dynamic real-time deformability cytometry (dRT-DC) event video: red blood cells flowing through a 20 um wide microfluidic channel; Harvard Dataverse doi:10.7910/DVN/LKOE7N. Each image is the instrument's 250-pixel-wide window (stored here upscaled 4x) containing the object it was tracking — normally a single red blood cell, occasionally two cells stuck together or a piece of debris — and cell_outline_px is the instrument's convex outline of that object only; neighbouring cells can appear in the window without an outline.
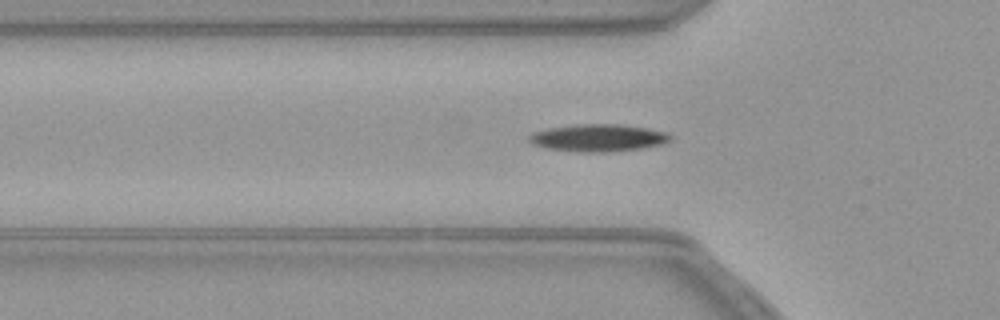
{"species": "common noctule bat (a hibernating species)", "species_latin": "Nyctalus noctula", "temperature_condition": "warm", "stored_images_in_passage": 51, "camera_frame_rate_fps": 3000, "um_per_image_px": 0.085, "animal": {"sex": "female", "body_mass_g": 21.9}, "frame": {"image": 1, "passage_image": 17, "time_ms": 5.333, "image_size_px": [1000, 320], "cell_outline_px": [[672, 136], [668, 140], [656, 144], [640, 148], [600, 152], [588, 152], [548, 148], [536, 144], [528, 140], [528, 136], [536, 132], [548, 128], [580, 124], [616, 124], [644, 128], [664, 132]], "centroid_in_image_um": [50.8, 11.7], "position_along_channel_um": 75.0, "area_um2": 21.5}}
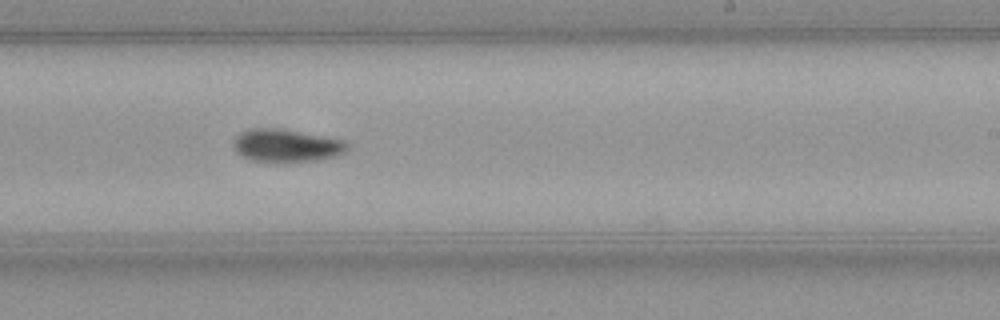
{"frame": {"image": 2, "passage_image": 32, "time_ms": 10.333, "image_size_px": [1000, 320], "cell_outline_px": [[348, 148], [344, 152], [336, 156], [312, 160], [252, 160], [236, 152], [232, 144], [232, 140], [240, 132], [252, 128], [276, 128], [344, 140], [348, 144]], "centroid_in_image_um": [24.3, 12.34], "position_along_channel_um": 264.7, "area_um2": 21.04}}
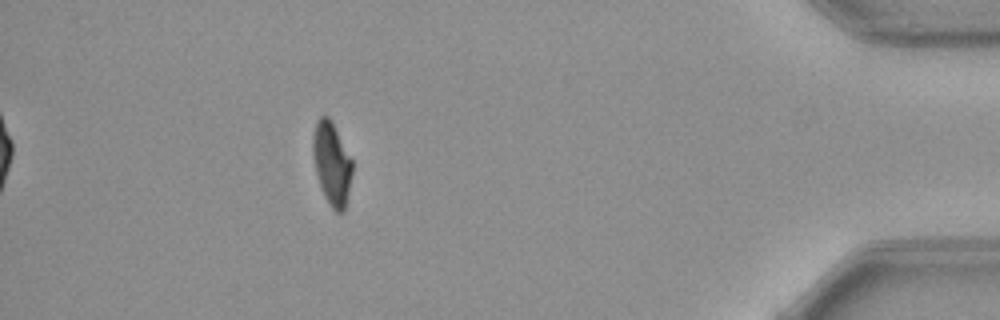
{"frame": {"image": 3, "passage_image": 48, "time_ms": 15.667, "image_size_px": [1000, 320], "cell_outline_px": [[352, 172], [344, 212], [336, 212], [332, 208], [320, 184], [316, 172], [312, 152], [312, 136], [316, 120], [320, 116], [328, 116], [352, 160]], "centroid_in_image_um": [28.18, 13.87], "position_along_channel_um": 407.0, "area_um2": 18.5}}